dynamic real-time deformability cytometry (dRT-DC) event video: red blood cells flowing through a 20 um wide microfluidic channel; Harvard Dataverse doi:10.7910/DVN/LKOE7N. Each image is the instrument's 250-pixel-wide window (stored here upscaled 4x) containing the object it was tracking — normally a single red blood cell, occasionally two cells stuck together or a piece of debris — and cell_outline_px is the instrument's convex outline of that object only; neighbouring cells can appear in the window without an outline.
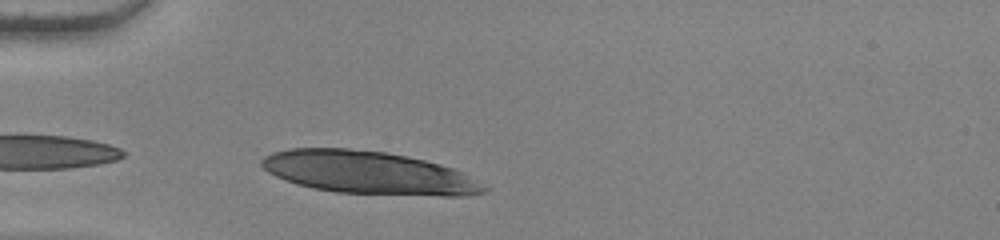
{"species": "human", "species_latin": "Homo sapiens", "temperature_condition": "warm", "stored_images_in_passage": 30, "camera_frame_rate_fps": 3000, "um_per_image_px": 0.085, "donor": {"sex": "female"}, "frame": {"image": 1, "passage_image": 2, "time_ms": 0.333, "image_size_px": [1000, 240], "cell_outline_px": [[492, 188], [488, 192], [468, 196], [444, 196], [336, 192], [312, 188], [296, 184], [284, 180], [268, 172], [260, 164], [260, 160], [264, 156], [272, 152], [288, 148], [348, 148], [388, 152], [408, 156], [440, 164], [452, 168]], "centroid_in_image_um": [31.33, 14.68], "position_along_channel_um": 53.7, "area_um2": 55.78}}